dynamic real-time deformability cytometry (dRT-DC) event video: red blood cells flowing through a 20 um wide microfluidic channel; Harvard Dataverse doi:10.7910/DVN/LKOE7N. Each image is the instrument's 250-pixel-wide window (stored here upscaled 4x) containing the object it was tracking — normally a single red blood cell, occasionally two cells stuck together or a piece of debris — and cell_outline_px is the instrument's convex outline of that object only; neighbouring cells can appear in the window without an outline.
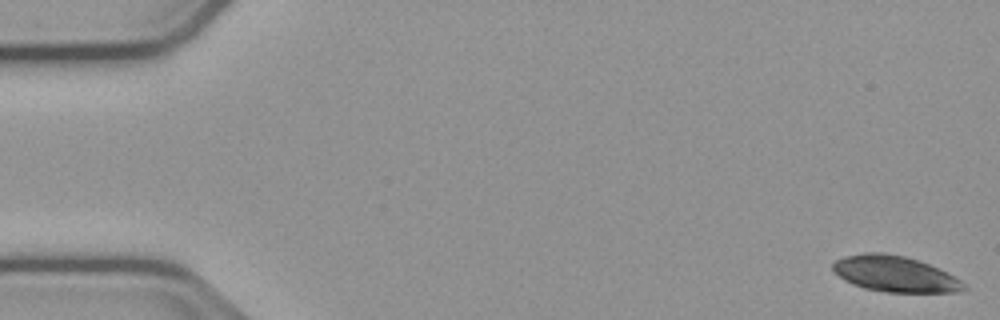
{"species": "common noctule bat (a hibernating species)", "species_latin": "Nyctalus noctula", "temperature_condition": "cold", "stored_images_in_passage": 14, "camera_frame_rate_fps": 3000, "um_per_image_px": 0.085, "animal": {"sex": "male", "body_mass_g": 23.1, "forearm_length_mm": 52.7}, "frame": {"image": 1, "passage_image": 1, "time_ms": 0.0, "image_size_px": [1000, 320], "cell_outline_px": [[968, 288], [960, 292], [884, 292], [864, 288], [852, 284], [844, 280], [832, 272], [832, 264], [836, 260], [844, 256], [864, 252], [884, 252], [904, 256], [920, 260], [948, 272], [960, 280]], "centroid_in_image_um": [76.05, 23.27], "position_along_channel_um": 9.0, "area_um2": 27.74}}